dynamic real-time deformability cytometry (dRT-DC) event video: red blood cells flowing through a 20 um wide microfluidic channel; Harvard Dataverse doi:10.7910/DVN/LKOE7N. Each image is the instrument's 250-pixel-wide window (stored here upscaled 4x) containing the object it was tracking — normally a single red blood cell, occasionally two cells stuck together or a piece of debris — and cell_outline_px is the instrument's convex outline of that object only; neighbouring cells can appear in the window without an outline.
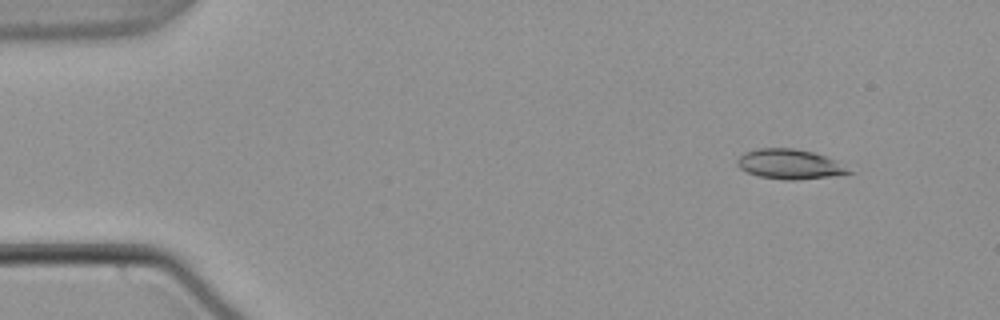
{"species": "common noctule bat (a hibernating species)", "species_latin": "Nyctalus noctula", "temperature_condition": "warm", "stored_images_in_passage": 49, "camera_frame_rate_fps": 3000, "um_per_image_px": 0.085, "animal": {"sex": "male", "body_mass_g": 21.5, "forearm_length_mm": 52.0}, "frame": {"image": 1, "passage_image": 1, "time_ms": 0.0, "image_size_px": [1000, 320], "cell_outline_px": [[856, 172], [832, 176], [796, 180], [784, 180], [760, 176], [748, 172], [740, 168], [736, 164], [736, 160], [744, 152], [756, 148], [792, 148], [812, 152], [824, 156]], "centroid_in_image_um": [67.08, 13.95], "position_along_channel_um": 17.9, "area_um2": 19.19}}
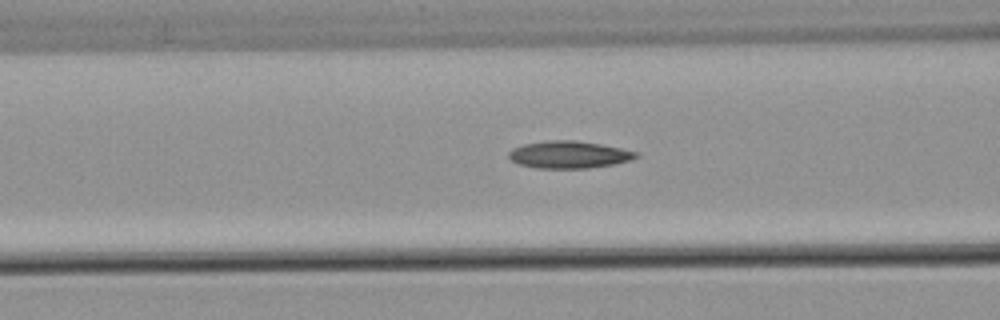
{"frame": {"image": 2, "passage_image": 17, "time_ms": 5.333, "image_size_px": [1000, 320], "cell_outline_px": [[640, 156], [628, 160], [612, 164], [588, 168], [536, 168], [520, 164], [512, 160], [508, 156], [508, 152], [512, 148], [524, 144], [548, 140], [576, 140], [600, 144], [640, 152]], "centroid_in_image_um": [48.35, 13.13], "position_along_channel_um": 118.2, "area_um2": 20.11}}
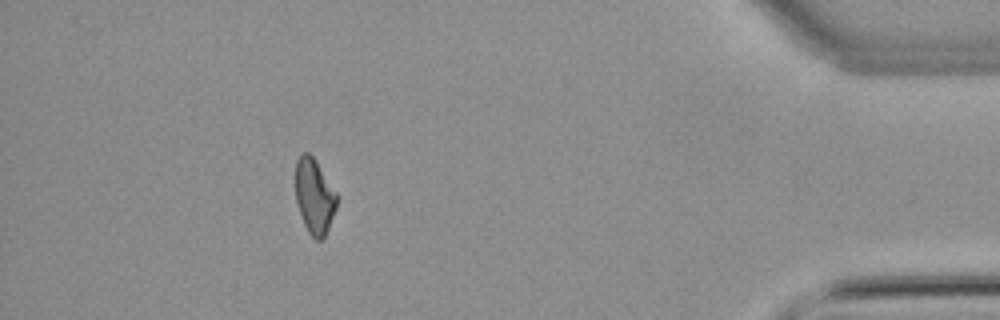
{"frame": {"image": 3, "passage_image": 44, "time_ms": 14.333, "image_size_px": [1000, 320], "cell_outline_px": [[336, 208], [324, 240], [316, 240], [308, 232], [304, 224], [296, 200], [296, 160], [304, 152], [308, 152], [316, 160], [336, 192]], "centroid_in_image_um": [26.73, 16.7], "position_along_channel_um": 408.5, "area_um2": 17.92}}